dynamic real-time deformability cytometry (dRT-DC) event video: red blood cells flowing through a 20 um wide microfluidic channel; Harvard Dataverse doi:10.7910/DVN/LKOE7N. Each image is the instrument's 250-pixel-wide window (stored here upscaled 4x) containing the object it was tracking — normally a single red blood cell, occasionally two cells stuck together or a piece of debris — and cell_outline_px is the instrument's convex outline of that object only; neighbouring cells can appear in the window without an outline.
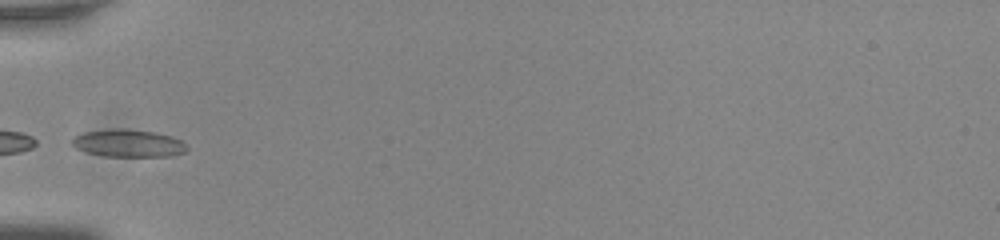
{"species": "common noctule bat (a hibernating species)", "species_latin": "Nyctalus noctula", "temperature_condition": "room temperature", "stored_images_in_passage": 35, "camera_frame_rate_fps": 3000, "um_per_image_px": 0.085, "animal": {"sex": "male", "body_mass_g": 20.0, "forearm_length_mm": 53.3}, "frame": {"image": 1, "passage_image": 1, "time_ms": 0.0, "image_size_px": [1000, 240], "cell_outline_px": [[188, 148], [184, 152], [172, 156], [104, 156], [84, 152], [76, 148], [72, 144], [72, 140], [76, 136], [84, 132], [112, 128], [120, 128], [152, 132], [172, 136], [180, 140]], "centroid_in_image_um": [10.88, 12.18], "position_along_channel_um": 74.1, "area_um2": 18.32}, "authors_computed_cell_mechanics": {"area_um2": 17.1088, "velocity_mm_per_s": 3.7764, "shape_relaxation_time_tau1_ms": 7.394, "shape_relaxation_time_tau2_ms": 3.2365, "deformation_change_tau1": 0.148, "deformation_change_tau2": 0.087}}